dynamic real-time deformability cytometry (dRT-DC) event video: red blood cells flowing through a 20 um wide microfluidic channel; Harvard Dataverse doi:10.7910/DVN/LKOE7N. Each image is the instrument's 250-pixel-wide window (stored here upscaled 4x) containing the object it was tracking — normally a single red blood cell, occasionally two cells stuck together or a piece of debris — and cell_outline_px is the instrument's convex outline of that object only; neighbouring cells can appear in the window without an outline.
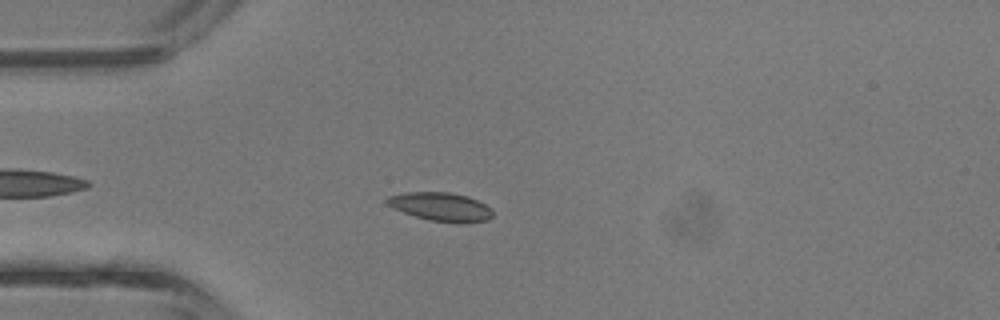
{"species": "common noctule bat (a hibernating species)", "species_latin": "Nyctalus noctula", "temperature_condition": "room temperature", "stored_images_in_passage": 36, "camera_frame_rate_fps": 3000, "um_per_image_px": 0.085, "animal": {"sex": "male", "body_mass_g": 13.3}, "frame": {"image": 1, "passage_image": 5, "time_ms": 1.333, "image_size_px": [1000, 320], "cell_outline_px": [[492, 216], [488, 220], [460, 224], [456, 224], [428, 220], [392, 208], [384, 200], [388, 196], [404, 192], [448, 192], [468, 196], [492, 208]], "centroid_in_image_um": [37.47, 17.58], "position_along_channel_um": 47.5, "area_um2": 17.8}}
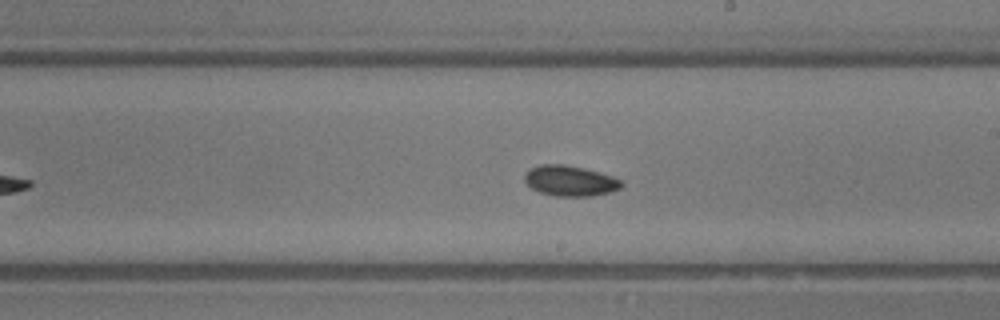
{"frame": {"image": 2, "passage_image": 18, "time_ms": 5.667, "image_size_px": [1000, 320], "cell_outline_px": [[624, 184], [620, 188], [608, 192], [592, 196], [556, 196], [540, 192], [532, 188], [524, 180], [524, 176], [532, 168], [540, 164], [564, 164], [584, 168], [612, 176], [620, 180]], "centroid_in_image_um": [48.46, 15.37], "position_along_channel_um": 240.5, "area_um2": 16.99}}
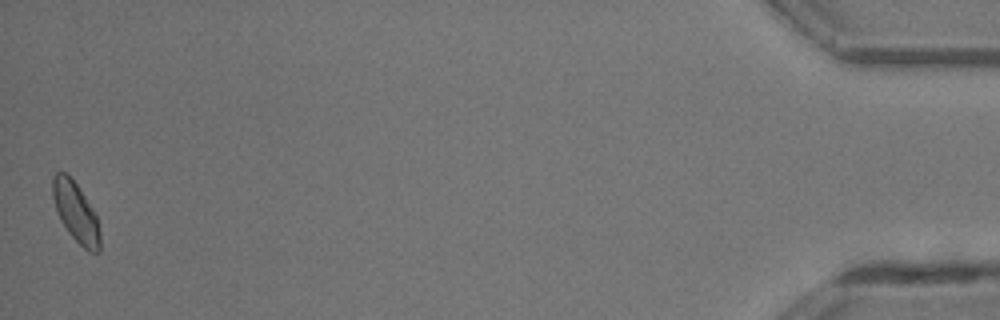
{"frame": {"image": 3, "passage_image": 36, "time_ms": 11.667, "image_size_px": [1000, 320], "cell_outline_px": [[100, 252], [88, 252], [68, 232], [60, 220], [52, 196], [52, 176], [56, 172], [64, 172], [76, 184], [84, 196], [96, 216], [100, 232]], "centroid_in_image_um": [6.43, 18.06], "position_along_channel_um": 428.8, "area_um2": 16.18}, "authors_computed_cell_mechanics": {"area_um2": 16.762, "velocity_mm_per_s": 4.8012, "shape_relaxation_time_tau1_ms": 1.9, "shape_relaxation_time_tau2_ms": 4.8267, "deformation_change_tau1": 0.0561, "deformation_change_tau2": 0.0936}}